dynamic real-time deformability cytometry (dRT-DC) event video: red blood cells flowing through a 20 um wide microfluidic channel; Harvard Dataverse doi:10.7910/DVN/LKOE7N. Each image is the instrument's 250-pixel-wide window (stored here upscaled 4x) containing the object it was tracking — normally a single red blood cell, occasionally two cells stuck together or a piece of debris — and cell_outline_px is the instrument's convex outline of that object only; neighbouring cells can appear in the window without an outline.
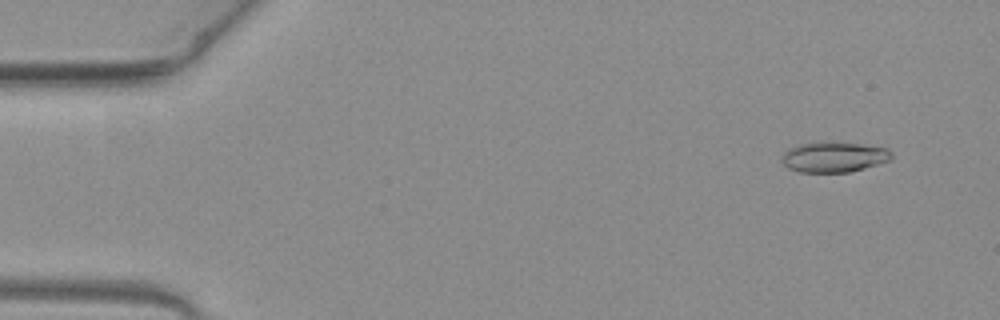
{"species": "common noctule bat (a hibernating species)", "species_latin": "Nyctalus noctula", "temperature_condition": "warm", "stored_images_in_passage": 51, "camera_frame_rate_fps": 3000, "um_per_image_px": 0.085, "animal": {"sex": "female", "body_mass_g": 19.3, "forearm_length_mm": 54.1}, "frame": {"image": 1, "passage_image": 4, "time_ms": 1.0, "image_size_px": [1000, 320], "cell_outline_px": [[892, 160], [864, 168], [848, 172], [800, 172], [788, 168], [780, 160], [780, 156], [788, 148], [800, 144], [824, 140], [828, 140], [860, 144], [888, 148], [892, 152]], "centroid_in_image_um": [70.86, 13.32], "position_along_channel_um": 14.1, "area_um2": 19.88}}
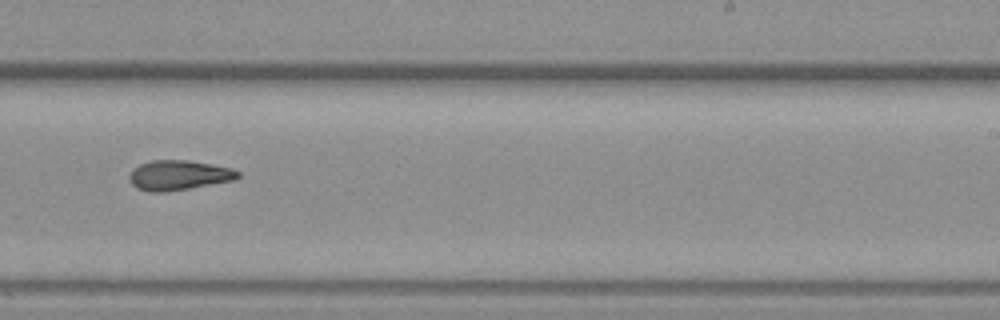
{"frame": {"image": 2, "passage_image": 32, "time_ms": 10.333, "image_size_px": [1000, 320], "cell_outline_px": [[240, 176], [236, 180], [164, 192], [148, 192], [136, 188], [132, 184], [128, 176], [140, 164], [152, 160], [188, 160], [212, 164], [232, 168], [240, 172]], "centroid_in_image_um": [15.22, 14.89], "position_along_channel_um": 273.8, "area_um2": 18.84}}
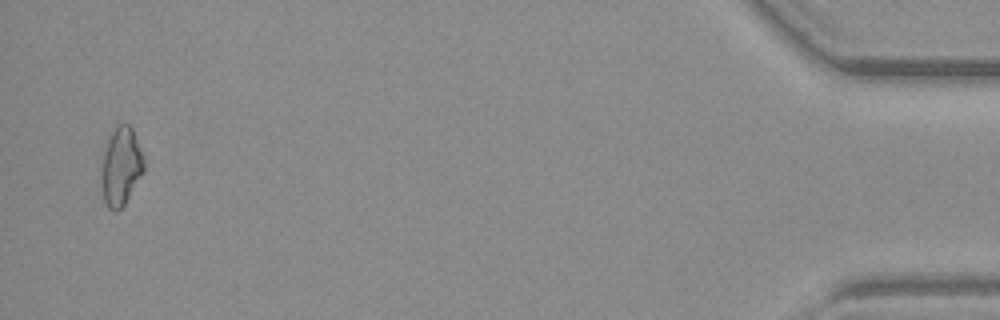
{"frame": {"image": 3, "passage_image": 50, "time_ms": 16.333, "image_size_px": [1000, 320], "cell_outline_px": [[144, 172], [124, 204], [116, 212], [108, 208], [104, 200], [100, 180], [100, 160], [104, 140], [116, 124], [128, 124], [132, 128], [144, 156]], "centroid_in_image_um": [10.23, 14.09], "position_along_channel_um": 425.0, "area_um2": 20.23}}